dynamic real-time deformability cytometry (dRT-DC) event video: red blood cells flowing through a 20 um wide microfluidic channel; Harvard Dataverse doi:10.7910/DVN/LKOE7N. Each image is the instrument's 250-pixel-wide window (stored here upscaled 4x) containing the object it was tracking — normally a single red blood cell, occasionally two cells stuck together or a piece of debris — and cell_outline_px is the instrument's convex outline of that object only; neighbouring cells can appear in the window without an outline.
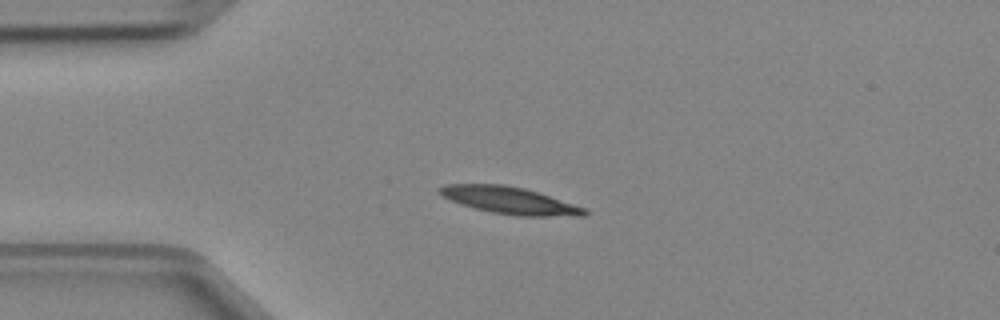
{"species": "Egyptian fruit bat (a non-hibernating species)", "species_latin": "Rousettus aegyptiacus", "temperature_condition": "cold", "stored_images_in_passage": 5, "camera_frame_rate_fps": 3000, "um_per_image_px": 0.085, "animal": {"sex": "female"}, "frame": {"image": 1, "passage_image": 2, "time_ms": 0.333, "image_size_px": [1000, 320], "cell_outline_px": [[588, 212], [584, 216], [516, 216], [492, 212], [460, 204], [440, 196], [436, 192], [436, 188], [444, 184], [504, 184], [524, 188], [588, 208]], "centroid_in_image_um": [43.29, 17.03], "position_along_channel_um": 41.7, "area_um2": 23.06}}
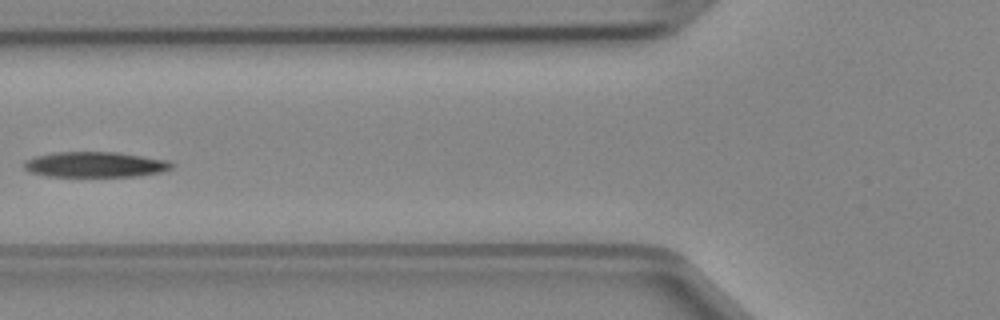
{"frame": {"image": 2, "passage_image": 4, "time_ms": 1.0, "image_size_px": [1000, 320], "cell_outline_px": [[172, 168], [160, 172], [136, 176], [48, 176], [28, 172], [24, 168], [24, 160], [36, 156], [56, 152], [116, 152], [168, 160], [172, 164]], "centroid_in_image_um": [8.05, 13.98], "position_along_channel_um": 117.8, "area_um2": 21.73}}